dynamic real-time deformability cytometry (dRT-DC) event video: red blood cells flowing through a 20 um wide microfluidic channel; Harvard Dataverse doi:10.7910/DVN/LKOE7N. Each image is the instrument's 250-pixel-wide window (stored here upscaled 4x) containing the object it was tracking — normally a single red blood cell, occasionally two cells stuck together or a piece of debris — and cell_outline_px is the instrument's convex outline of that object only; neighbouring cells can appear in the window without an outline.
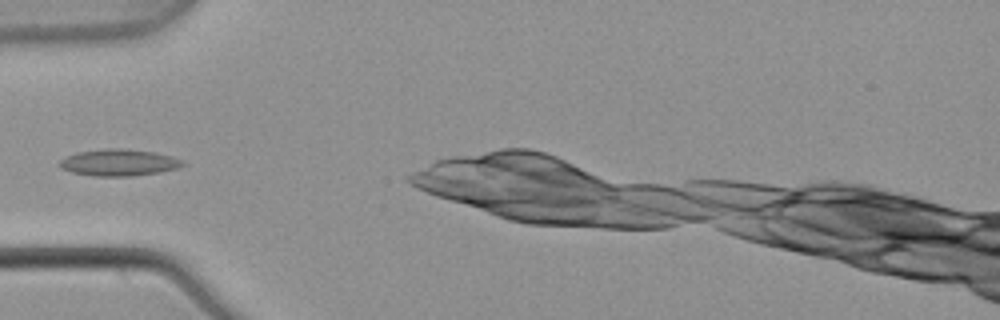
{"species": "common noctule bat (a hibernating species)", "species_latin": "Nyctalus noctula", "temperature_condition": "warm", "stored_images_in_passage": 3, "camera_frame_rate_fps": 3000, "um_per_image_px": 0.085, "animal": {"sex": "male", "body_mass_g": 21.5, "forearm_length_mm": 52.0}, "frame": {"image": 1, "passage_image": 1, "time_ms": 0.0, "image_size_px": [1000, 320], "cell_outline_px": [[188, 164], [180, 168], [160, 172], [132, 176], [92, 176], [72, 172], [60, 168], [56, 164], [60, 160], [76, 152], [108, 148], [120, 148], [152, 152], [184, 160]], "centroid_in_image_um": [10.1, 13.83], "position_along_channel_um": 74.9, "area_um2": 19.25}}
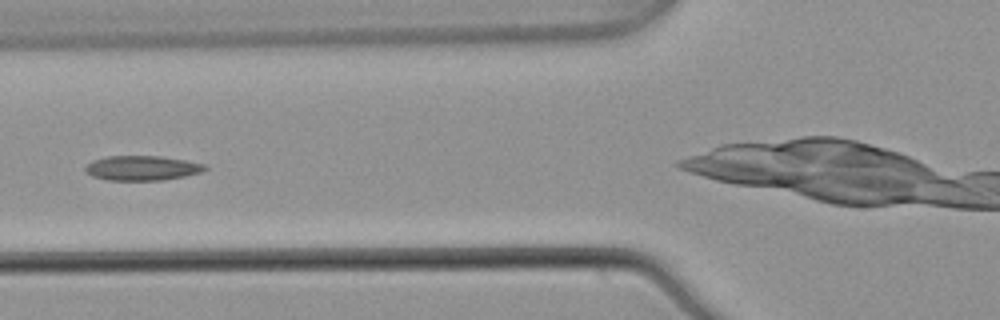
{"frame": {"image": 2, "passage_image": 2, "time_ms": 0.333, "image_size_px": [1000, 320], "cell_outline_px": [[208, 168], [200, 172], [184, 176], [164, 180], [108, 180], [92, 176], [84, 168], [92, 160], [108, 156], [160, 156], [184, 160], [204, 164]], "centroid_in_image_um": [12.07, 14.28], "position_along_channel_um": 113.7, "area_um2": 17.05}}